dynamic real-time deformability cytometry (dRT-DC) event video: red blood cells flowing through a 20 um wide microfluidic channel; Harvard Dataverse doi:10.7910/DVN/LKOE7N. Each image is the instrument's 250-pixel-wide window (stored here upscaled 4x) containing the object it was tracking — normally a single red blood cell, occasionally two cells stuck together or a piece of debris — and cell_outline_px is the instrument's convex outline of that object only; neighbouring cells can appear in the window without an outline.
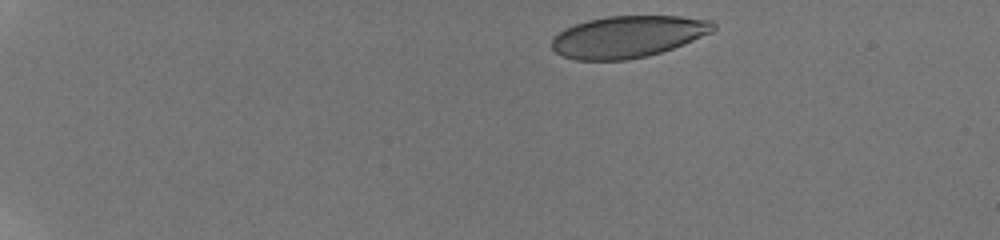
{"species": "human", "species_latin": "Homo sapiens", "temperature_condition": "room temperature", "stored_images_in_passage": 8, "camera_frame_rate_fps": 3000, "um_per_image_px": 0.085, "donor": {"sex": "male"}, "frame": {"image": 1, "passage_image": 1, "time_ms": 0.0, "image_size_px": [1000, 240], "cell_outline_px": [[716, 28], [712, 32], [672, 48], [648, 56], [628, 60], [576, 60], [564, 56], [556, 52], [552, 48], [552, 36], [564, 28], [588, 20], [608, 16], [680, 16], [712, 20], [716, 24]], "centroid_in_image_um": [53.36, 3.11], "position_along_channel_um": 31.6, "area_um2": 39.3}}
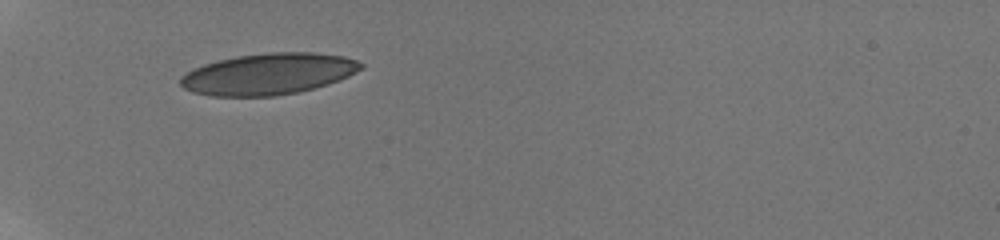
{"frame": {"image": 2, "passage_image": 6, "time_ms": 3.333, "image_size_px": [1000, 240], "cell_outline_px": [[364, 68], [348, 76], [328, 84], [300, 92], [276, 96], [212, 96], [192, 92], [184, 88], [180, 84], [180, 76], [204, 64], [236, 56], [268, 52], [312, 52], [344, 56], [356, 60], [364, 64]], "centroid_in_image_um": [22.84, 6.29], "position_along_channel_um": 62.2, "area_um2": 43.52}}
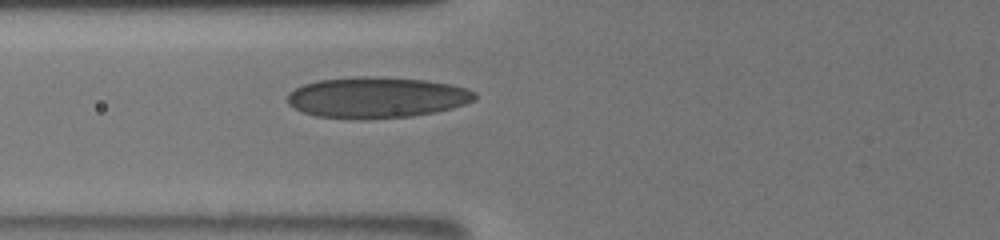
{"frame": {"image": 3, "passage_image": 8, "time_ms": 4.667, "image_size_px": [1000, 240], "cell_outline_px": [[476, 100], [452, 108], [436, 112], [412, 116], [360, 120], [316, 116], [304, 112], [288, 104], [288, 92], [304, 84], [316, 80], [360, 76], [372, 76], [424, 80], [452, 84], [468, 88], [476, 92]], "centroid_in_image_um": [32.04, 8.29], "position_along_channel_um": 93.8, "area_um2": 45.03}}